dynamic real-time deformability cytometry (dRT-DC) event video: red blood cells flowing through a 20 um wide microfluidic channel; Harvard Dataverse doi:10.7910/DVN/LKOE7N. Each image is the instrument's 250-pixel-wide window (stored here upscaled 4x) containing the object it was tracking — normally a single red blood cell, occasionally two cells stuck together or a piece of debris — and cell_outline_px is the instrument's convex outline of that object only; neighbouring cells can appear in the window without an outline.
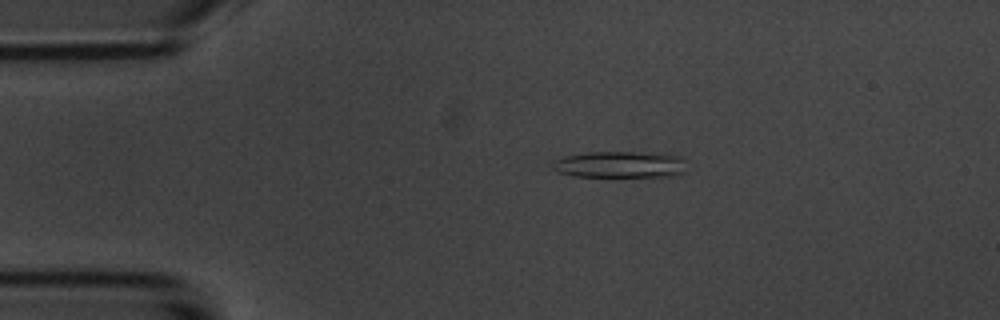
{"species": "common noctule bat (a hibernating species)", "species_latin": "Nyctalus noctula", "temperature_condition": "room temperature", "stored_images_in_passage": 6, "camera_frame_rate_fps": 3000, "um_per_image_px": 0.085, "animal": {"sex": "male", "body_mass_g": 20.1, "forearm_length_mm": 53.5}, "frame": {"image": 1, "passage_image": 3, "time_ms": 2.333, "image_size_px": [1000, 320], "cell_outline_px": [[684, 172], [672, 176], [572, 176], [556, 172], [548, 164], [552, 160], [564, 156], [588, 152], [632, 152], [680, 156], [684, 160]], "centroid_in_image_um": [52.57, 13.99], "position_along_channel_um": 32.4, "area_um2": 20.69}}